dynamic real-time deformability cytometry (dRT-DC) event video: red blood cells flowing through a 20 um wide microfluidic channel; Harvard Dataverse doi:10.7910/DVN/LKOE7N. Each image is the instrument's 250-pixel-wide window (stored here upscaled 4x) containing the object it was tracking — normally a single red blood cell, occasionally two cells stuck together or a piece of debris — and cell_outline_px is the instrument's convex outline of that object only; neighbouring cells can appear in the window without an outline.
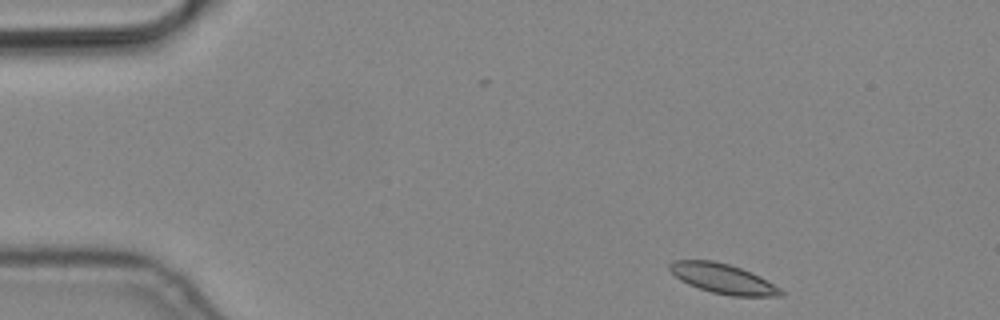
{"species": "common noctule bat (a hibernating species)", "species_latin": "Nyctalus noctula", "temperature_condition": "cold", "stored_images_in_passage": 4, "camera_frame_rate_fps": 3000, "um_per_image_px": 0.085, "animal": {"sex": "male", "body_mass_g": 19.2, "forearm_length_mm": 51.8}, "frame": {"image": 1, "passage_image": 1, "time_ms": 0.0, "image_size_px": [1000, 320], "cell_outline_px": [[784, 296], [732, 296], [712, 292], [688, 284], [680, 280], [668, 268], [668, 264], [672, 260], [712, 260], [728, 264], [752, 272], [760, 276], [780, 288], [784, 292]], "centroid_in_image_um": [61.45, 23.68], "position_along_channel_um": 23.5, "area_um2": 19.25}}